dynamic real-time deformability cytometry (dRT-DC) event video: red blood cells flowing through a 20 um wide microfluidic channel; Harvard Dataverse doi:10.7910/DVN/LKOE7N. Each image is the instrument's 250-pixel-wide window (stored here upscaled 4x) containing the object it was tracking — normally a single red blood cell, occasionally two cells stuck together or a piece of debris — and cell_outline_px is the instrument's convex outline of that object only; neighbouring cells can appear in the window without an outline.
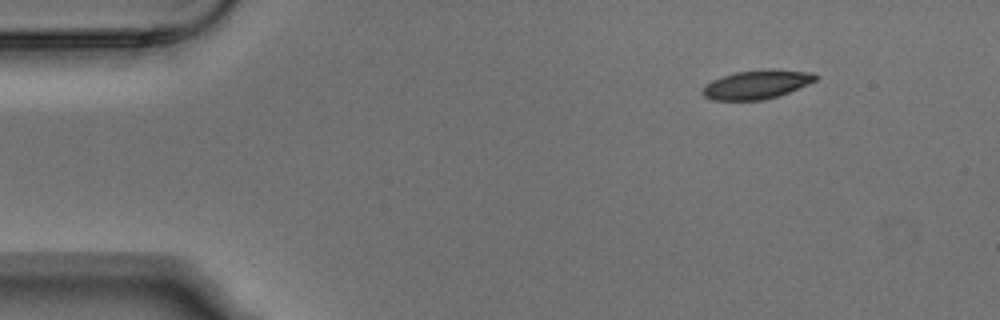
{"species": "Egyptian fruit bat (a non-hibernating species)", "species_latin": "Rousettus aegyptiacus", "temperature_condition": "warm", "stored_images_in_passage": 5, "camera_frame_rate_fps": 3000, "um_per_image_px": 0.085, "animal": {"sex": "male"}, "frame": {"image": 1, "passage_image": 1, "time_ms": 0.0, "image_size_px": [1000, 320], "cell_outline_px": [[820, 76], [816, 80], [808, 84], [788, 92], [764, 100], [712, 100], [704, 96], [700, 92], [712, 80], [736, 72], [764, 68], [772, 68], [812, 72]], "centroid_in_image_um": [64.36, 7.16], "position_along_channel_um": 20.6, "area_um2": 19.07}}
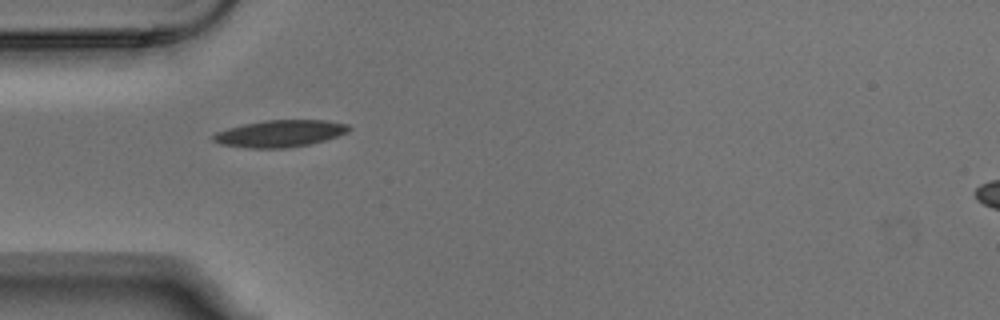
{"frame": {"image": 2, "passage_image": 4, "time_ms": 1.0, "image_size_px": [1000, 320], "cell_outline_px": [[352, 128], [348, 132], [324, 140], [308, 144], [284, 148], [248, 148], [220, 144], [212, 140], [212, 136], [216, 132], [228, 128], [244, 124], [264, 120], [328, 120], [348, 124]], "centroid_in_image_um": [23.79, 11.34], "position_along_channel_um": 61.2, "area_um2": 21.21}}
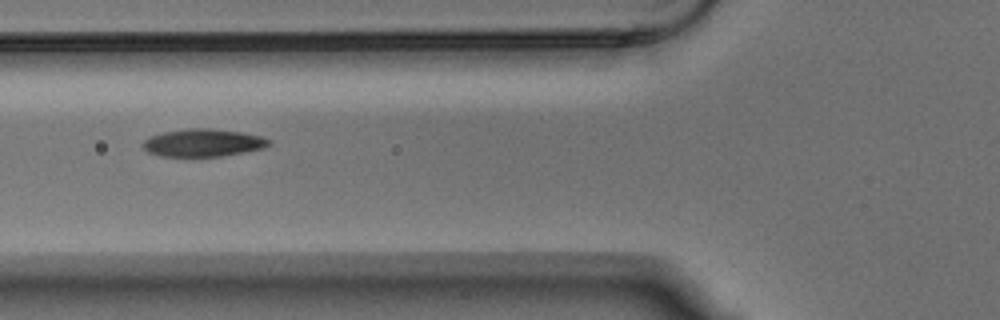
{"frame": {"image": 3, "passage_image": 5, "time_ms": 1.333, "image_size_px": [1000, 320], "cell_outline_px": [[272, 144], [264, 148], [244, 152], [220, 156], [160, 156], [148, 152], [140, 144], [144, 140], [152, 136], [164, 132], [188, 128], [208, 128], [240, 132], [264, 136], [272, 140]], "centroid_in_image_um": [17.3, 12.13], "position_along_channel_um": 108.5, "area_um2": 20.35}}